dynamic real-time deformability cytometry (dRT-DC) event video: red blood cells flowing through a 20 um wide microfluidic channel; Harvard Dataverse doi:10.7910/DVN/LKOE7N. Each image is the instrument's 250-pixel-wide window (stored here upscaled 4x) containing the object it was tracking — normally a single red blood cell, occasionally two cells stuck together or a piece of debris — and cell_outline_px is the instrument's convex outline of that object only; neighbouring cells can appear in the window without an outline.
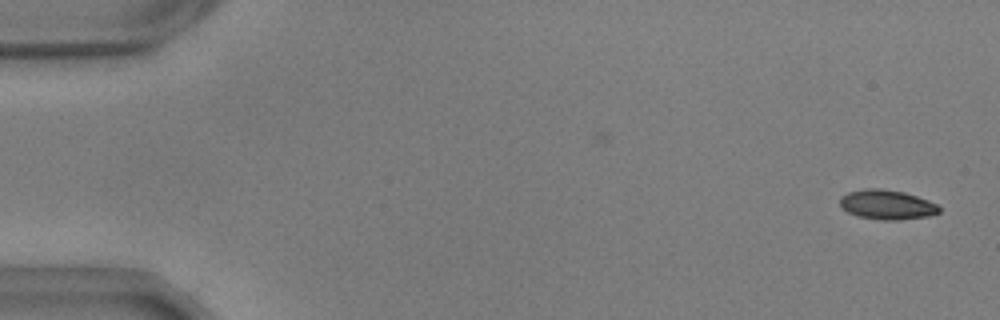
{"species": "common noctule bat (a hibernating species)", "species_latin": "Nyctalus noctula", "temperature_condition": "warm", "stored_images_in_passage": 49, "camera_frame_rate_fps": 3000, "um_per_image_px": 0.085, "animal": {"sex": "male", "body_mass_g": 17.9, "forearm_length_mm": 54.2}, "frame": {"image": 1, "passage_image": 1, "time_ms": 0.0, "image_size_px": [1000, 320], "cell_outline_px": [[940, 212], [928, 216], [900, 220], [880, 220], [856, 216], [840, 208], [840, 196], [848, 192], [864, 188], [880, 188], [904, 192], [928, 200], [936, 204], [940, 208]], "centroid_in_image_um": [75.35, 17.4], "position_along_channel_um": 9.7, "area_um2": 17.28}}
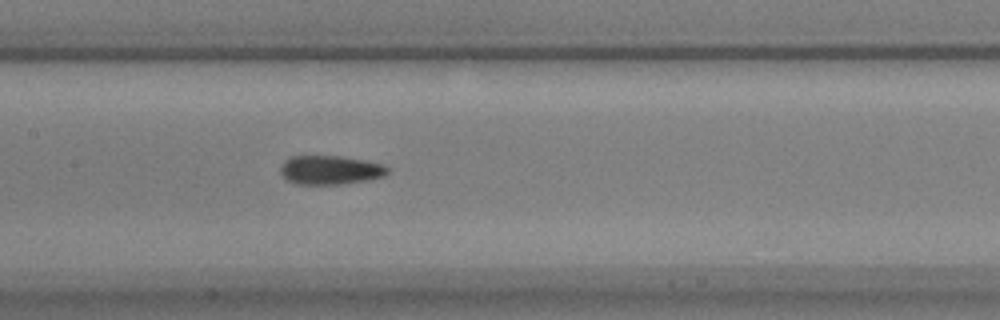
{"frame": {"image": 2, "passage_image": 26, "time_ms": 8.333, "image_size_px": [1000, 320], "cell_outline_px": [[388, 172], [384, 176], [368, 180], [340, 184], [296, 184], [288, 180], [280, 172], [280, 168], [284, 160], [292, 156], [340, 156], [364, 160], [384, 164], [388, 168]], "centroid_in_image_um": [28.07, 14.44], "position_along_channel_um": 179.3, "area_um2": 18.03}}
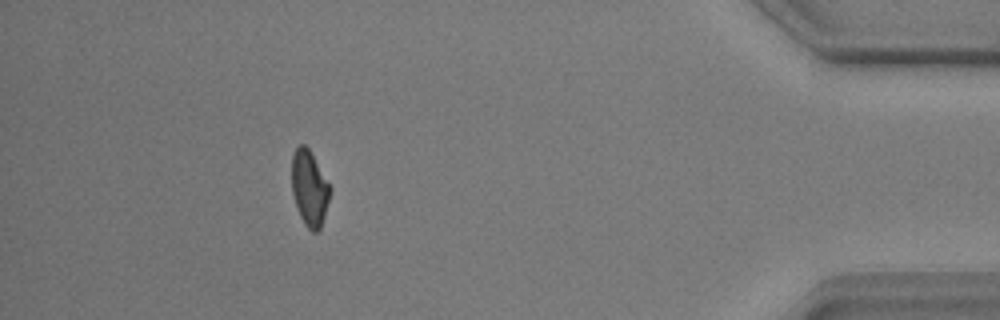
{"frame": {"image": 3, "passage_image": 49, "time_ms": 16.0, "image_size_px": [1000, 320], "cell_outline_px": [[332, 188], [324, 216], [320, 228], [316, 232], [312, 232], [304, 224], [300, 216], [292, 192], [292, 156], [296, 148], [300, 144], [304, 144], [308, 148]], "centroid_in_image_um": [26.3, 16.0], "position_along_channel_um": 408.9, "area_um2": 16.65}, "authors_computed_cell_mechanics": {"area_um2": 17.8024, "velocity_mm_per_s": 3.6634, "shape_relaxation_time_tau1_ms": 7.2785, "shape_relaxation_time_tau2_ms": 3.4103, "deformation_change_tau1": 0.1958, "deformation_change_tau2": 0.0883}}